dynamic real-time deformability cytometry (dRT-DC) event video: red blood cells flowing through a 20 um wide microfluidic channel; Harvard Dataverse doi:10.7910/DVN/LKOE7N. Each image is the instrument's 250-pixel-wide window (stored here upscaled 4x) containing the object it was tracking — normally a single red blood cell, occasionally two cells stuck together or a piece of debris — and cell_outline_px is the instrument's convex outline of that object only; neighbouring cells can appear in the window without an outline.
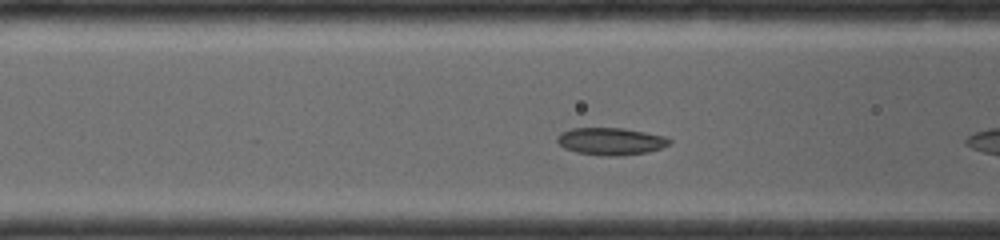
{"species": "common noctule bat (a hibernating species)", "species_latin": "Nyctalus noctula", "temperature_condition": "room temperature", "stored_images_in_passage": 13, "camera_frame_rate_fps": 4000, "um_per_image_px": 0.085, "animal": {"sex": "female", "body_mass_g": 19.0, "forearm_length_mm": 56.7}, "frame": {"image": 1, "passage_image": 11, "time_ms": 1.5, "image_size_px": [1000, 240], "cell_outline_px": [[672, 144], [648, 152], [624, 156], [604, 156], [576, 152], [564, 148], [556, 140], [556, 136], [560, 132], [572, 128], [624, 128], [664, 136], [672, 140]], "centroid_in_image_um": [51.92, 12.02], "position_along_channel_um": 114.7, "area_um2": 18.03}}